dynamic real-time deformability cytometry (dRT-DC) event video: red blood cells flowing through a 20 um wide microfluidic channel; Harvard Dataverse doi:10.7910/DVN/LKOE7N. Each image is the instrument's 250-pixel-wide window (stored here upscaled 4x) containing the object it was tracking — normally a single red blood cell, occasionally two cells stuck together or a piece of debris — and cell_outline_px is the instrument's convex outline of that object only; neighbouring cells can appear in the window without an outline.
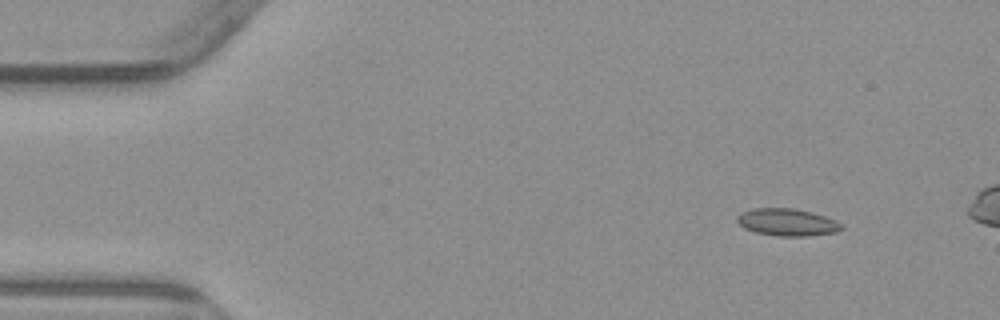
{"species": "common noctule bat (a hibernating species)", "species_latin": "Nyctalus noctula", "temperature_condition": "warm", "stored_images_in_passage": 5, "camera_frame_rate_fps": 3000, "um_per_image_px": 0.085, "animal": {"sex": "male", "body_mass_g": 23.1, "forearm_length_mm": 52.7}, "frame": {"image": 1, "passage_image": 2, "time_ms": 1.0, "image_size_px": [1000, 320], "cell_outline_px": [[844, 228], [836, 232], [808, 236], [776, 236], [756, 232], [744, 228], [736, 220], [736, 216], [740, 212], [752, 208], [796, 208], [812, 212], [836, 220]], "centroid_in_image_um": [66.89, 18.88], "position_along_channel_um": 18.1, "area_um2": 16.7}}